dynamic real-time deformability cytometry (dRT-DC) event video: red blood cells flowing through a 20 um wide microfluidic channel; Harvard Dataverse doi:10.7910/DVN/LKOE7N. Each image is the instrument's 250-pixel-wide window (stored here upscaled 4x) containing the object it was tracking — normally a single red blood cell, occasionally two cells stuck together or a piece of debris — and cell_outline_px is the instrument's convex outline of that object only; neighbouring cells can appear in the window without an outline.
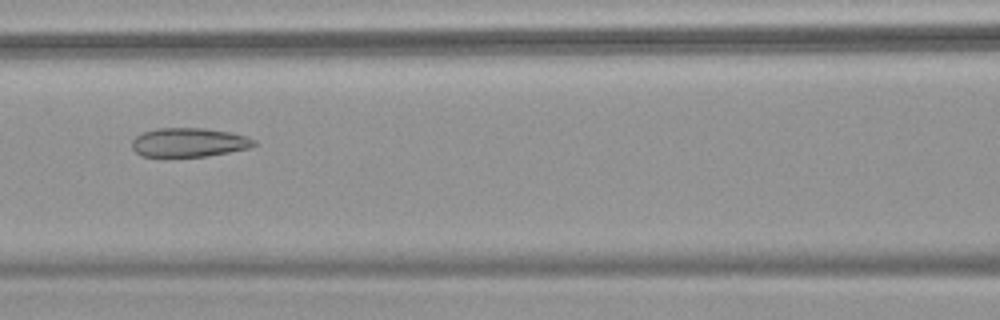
{"species": "common noctule bat (a hibernating species)", "species_latin": "Nyctalus noctula", "temperature_condition": "warm", "stored_images_in_passage": 42, "camera_frame_rate_fps": 3000, "um_per_image_px": 0.085, "animal": {"sex": "female", "body_mass_g": 18.4}, "frame": {"image": 1, "passage_image": 13, "time_ms": 4.0, "image_size_px": [1000, 320], "cell_outline_px": [[256, 144], [248, 148], [228, 152], [204, 156], [140, 156], [132, 148], [132, 140], [136, 136], [144, 132], [156, 128], [204, 128], [228, 132], [244, 136], [256, 140]], "centroid_in_image_um": [16.02, 12.1], "position_along_channel_um": 150.6, "area_um2": 20.35}}
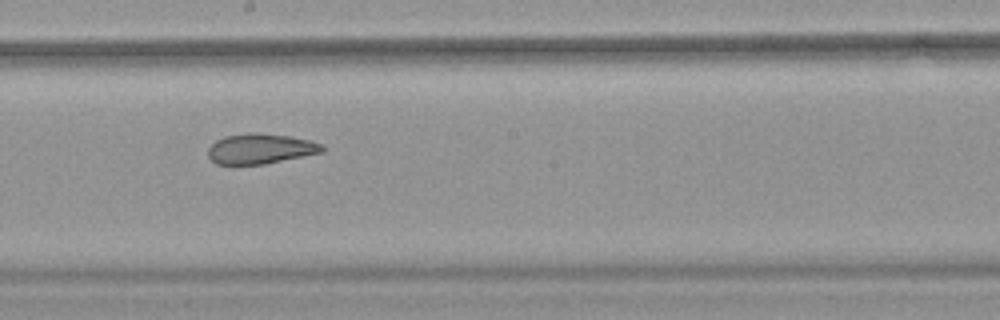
{"frame": {"image": 2, "passage_image": 19, "time_ms": 6.0, "image_size_px": [1000, 320], "cell_outline_px": [[324, 152], [264, 164], [216, 164], [208, 156], [208, 148], [216, 140], [224, 136], [252, 132], [256, 132], [288, 136], [308, 140], [320, 144], [324, 148]], "centroid_in_image_um": [22.11, 12.64], "position_along_channel_um": 226.1, "area_um2": 19.94}}
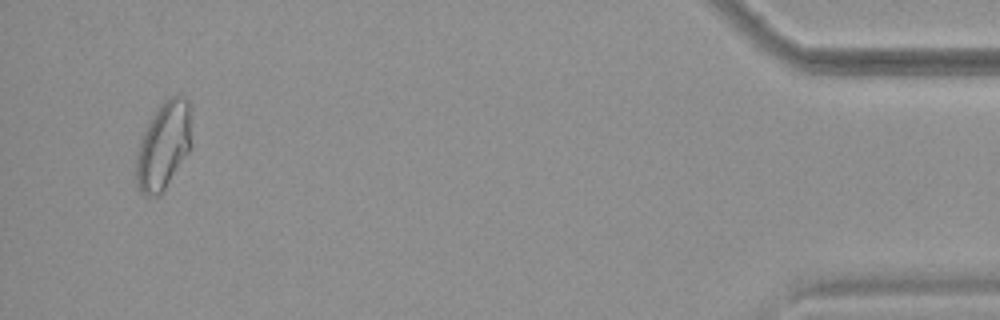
{"frame": {"image": 3, "passage_image": 40, "time_ms": 13.0, "image_size_px": [1000, 320], "cell_outline_px": [[192, 144], [188, 152], [164, 192], [156, 196], [144, 196], [140, 192], [136, 184], [136, 156], [140, 140], [152, 116], [160, 104], [164, 100], [172, 96], [184, 96], [188, 100]], "centroid_in_image_um": [13.89, 12.42], "position_along_channel_um": 421.3, "area_um2": 28.32}, "authors_computed_cell_mechanics": {"area_um2": 23.0911, "velocity_mm_per_s": 3.8008, "shape_relaxation_time_tau1_ms": null, "shape_relaxation_time_tau2_ms": 1.8562, "deformation_change_tau1": null, "deformation_change_tau2": 0.0858}}